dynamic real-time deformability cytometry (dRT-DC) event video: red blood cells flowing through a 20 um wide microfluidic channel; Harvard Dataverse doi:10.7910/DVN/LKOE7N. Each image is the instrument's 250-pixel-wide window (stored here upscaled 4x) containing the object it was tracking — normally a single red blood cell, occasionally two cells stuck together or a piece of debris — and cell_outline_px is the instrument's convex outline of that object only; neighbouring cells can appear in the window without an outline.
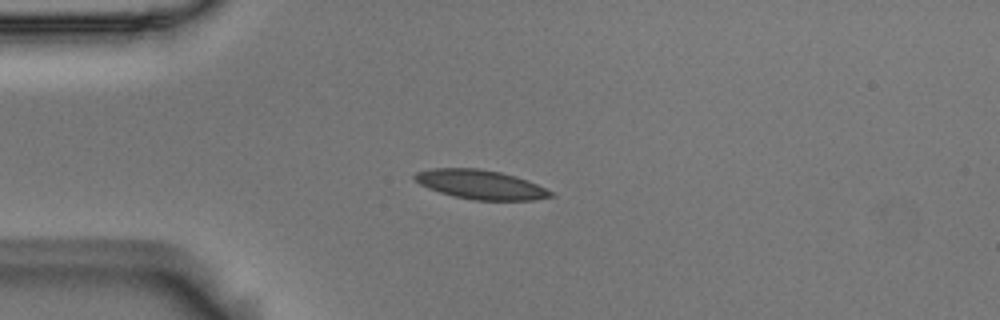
{"species": "Egyptian fruit bat (a non-hibernating species)", "species_latin": "Rousettus aegyptiacus", "temperature_condition": "room temperature", "stored_images_in_passage": 9, "camera_frame_rate_fps": 3000, "um_per_image_px": 0.085, "animal": {"sex": "male"}, "frame": {"image": 1, "passage_image": 3, "time_ms": 0.667, "image_size_px": [1000, 320], "cell_outline_px": [[556, 196], [532, 200], [472, 200], [452, 196], [428, 188], [420, 184], [412, 176], [416, 172], [432, 168], [480, 168], [500, 172], [516, 176], [536, 184], [552, 192]], "centroid_in_image_um": [40.83, 15.68], "position_along_channel_um": 44.2, "area_um2": 23.12}}
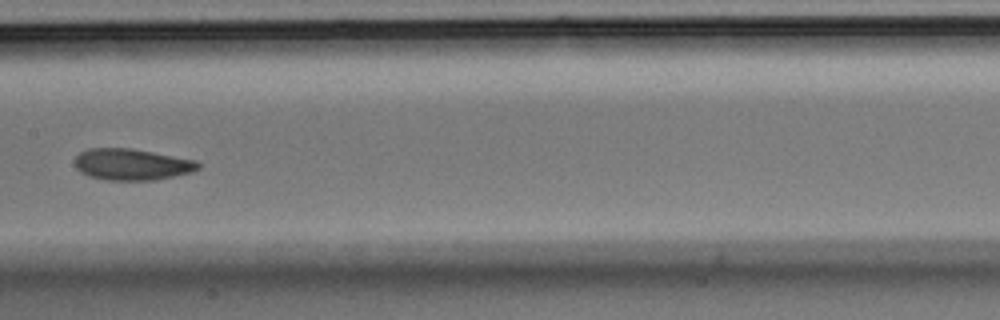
{"frame": {"image": 2, "passage_image": 7, "time_ms": 2.0, "image_size_px": [1000, 320], "cell_outline_px": [[200, 168], [192, 172], [152, 180], [104, 180], [88, 176], [80, 172], [76, 168], [76, 156], [80, 152], [88, 148], [132, 148], [196, 160], [200, 164]], "centroid_in_image_um": [11.19, 13.97], "position_along_channel_um": 196.2, "area_um2": 22.6}}
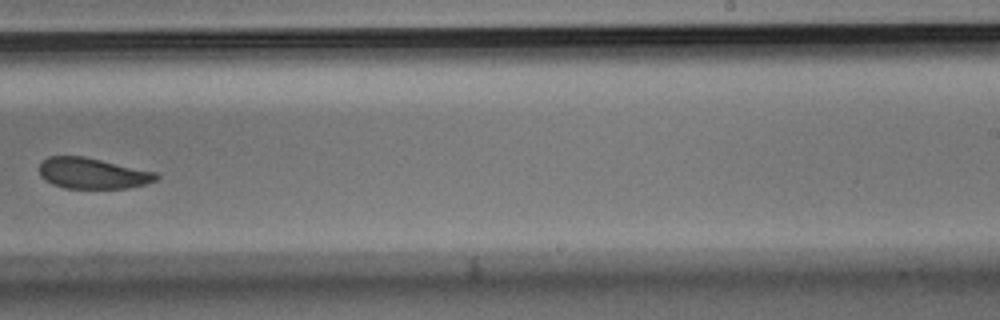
{"frame": {"image": 3, "passage_image": 9, "time_ms": 2.667, "image_size_px": [1000, 320], "cell_outline_px": [[160, 176], [156, 180], [144, 184], [128, 188], [64, 188], [52, 184], [44, 180], [40, 176], [40, 164], [48, 156], [84, 156], [156, 172]], "centroid_in_image_um": [7.85, 14.73], "position_along_channel_um": 281.1, "area_um2": 20.98}}